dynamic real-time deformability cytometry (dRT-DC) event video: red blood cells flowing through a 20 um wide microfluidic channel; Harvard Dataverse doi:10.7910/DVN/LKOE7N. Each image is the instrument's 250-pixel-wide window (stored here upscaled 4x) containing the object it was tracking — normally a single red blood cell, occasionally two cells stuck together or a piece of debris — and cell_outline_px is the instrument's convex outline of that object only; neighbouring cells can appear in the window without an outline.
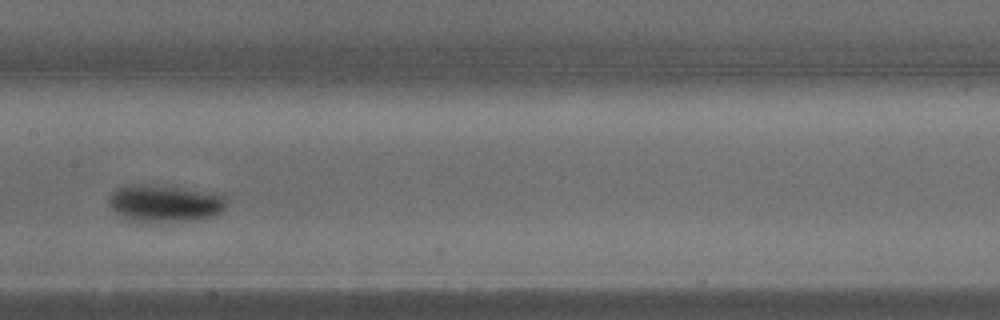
{"species": "common noctule bat (a hibernating species)", "species_latin": "Nyctalus noctula", "temperature_condition": "warm", "stored_images_in_passage": 8, "camera_frame_rate_fps": 3000, "um_per_image_px": 0.085, "animal": {"sex": "male", "body_mass_g": 15.6}, "frame": {"image": 1, "passage_image": 4, "time_ms": 1.0, "image_size_px": [1000, 320], "cell_outline_px": [[228, 208], [220, 216], [204, 220], [172, 224], [140, 224], [120, 220], [108, 208], [108, 196], [116, 188], [124, 184], [164, 184], [224, 192], [228, 196]], "centroid_in_image_um": [14.08, 17.33], "position_along_channel_um": 193.3, "area_um2": 29.07}}
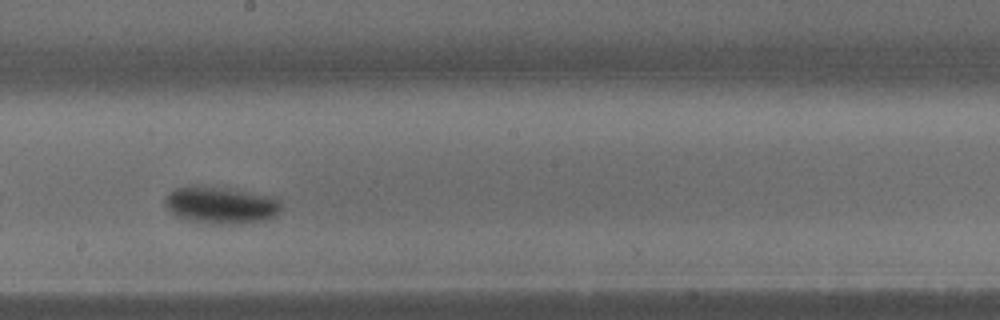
{"frame": {"image": 2, "passage_image": 6, "time_ms": 1.667, "image_size_px": [1000, 320], "cell_outline_px": [[284, 208], [280, 216], [272, 220], [252, 224], [192, 224], [180, 220], [172, 216], [164, 208], [164, 196], [172, 188], [188, 184], [216, 184], [276, 196], [284, 204]], "centroid_in_image_um": [18.78, 17.43], "position_along_channel_um": 229.4, "area_um2": 28.26}}